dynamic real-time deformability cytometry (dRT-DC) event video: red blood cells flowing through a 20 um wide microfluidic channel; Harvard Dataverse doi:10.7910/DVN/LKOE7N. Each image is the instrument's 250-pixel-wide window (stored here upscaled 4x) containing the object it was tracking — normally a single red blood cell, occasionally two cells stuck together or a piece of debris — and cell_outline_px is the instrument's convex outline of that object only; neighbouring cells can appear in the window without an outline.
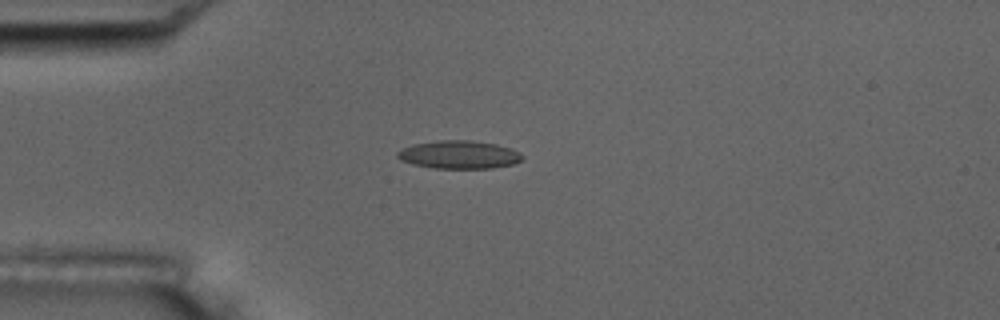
{"species": "common noctule bat (a hibernating species)", "species_latin": "Nyctalus noctula", "temperature_condition": "room temperature", "stored_images_in_passage": 5, "camera_frame_rate_fps": 3000, "um_per_image_px": 0.085, "animal": {"sex": "male", "body_mass_g": 17.5, "forearm_length_mm": 52.3}, "frame": {"image": 1, "passage_image": 5, "time_ms": 1.333, "image_size_px": [1000, 320], "cell_outline_px": [[524, 160], [512, 164], [492, 168], [432, 168], [412, 164], [400, 160], [396, 156], [396, 152], [400, 148], [412, 144], [440, 140], [472, 140], [496, 144], [512, 148], [520, 152], [524, 156]], "centroid_in_image_um": [39.01, 13.14], "position_along_channel_um": 46.0, "area_um2": 20.75}}